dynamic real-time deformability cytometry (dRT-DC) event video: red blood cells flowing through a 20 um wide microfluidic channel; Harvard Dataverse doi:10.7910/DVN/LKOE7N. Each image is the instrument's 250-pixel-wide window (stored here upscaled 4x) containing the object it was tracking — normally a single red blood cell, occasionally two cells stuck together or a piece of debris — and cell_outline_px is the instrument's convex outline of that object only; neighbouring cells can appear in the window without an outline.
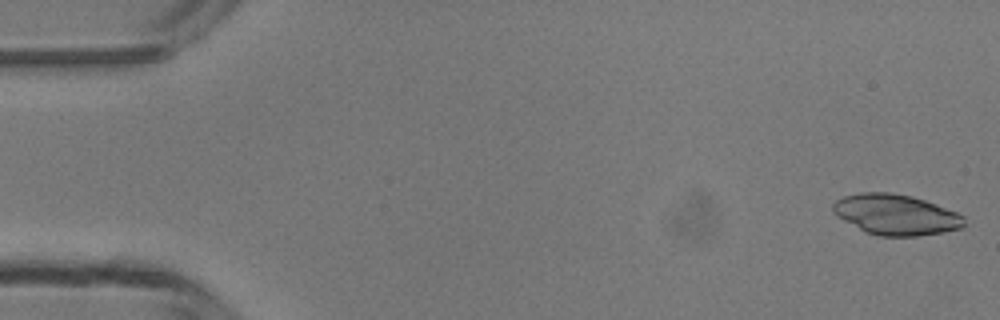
{"species": "common noctule bat (a hibernating species)", "species_latin": "Nyctalus noctula", "temperature_condition": "room temperature", "stored_images_in_passage": 45, "camera_frame_rate_fps": 3000, "um_per_image_px": 0.085, "animal": {"sex": "male", "body_mass_g": 13.3}, "frame": {"image": 1, "passage_image": 1, "time_ms": 0.0, "image_size_px": [1000, 320], "cell_outline_px": [[964, 224], [960, 228], [944, 232], [916, 236], [880, 236], [868, 232], [844, 220], [832, 212], [832, 204], [836, 200], [844, 196], [860, 192], [888, 192], [912, 196], [936, 204], [956, 212], [964, 216]], "centroid_in_image_um": [76.14, 18.23], "position_along_channel_um": 8.9, "area_um2": 30.75}}